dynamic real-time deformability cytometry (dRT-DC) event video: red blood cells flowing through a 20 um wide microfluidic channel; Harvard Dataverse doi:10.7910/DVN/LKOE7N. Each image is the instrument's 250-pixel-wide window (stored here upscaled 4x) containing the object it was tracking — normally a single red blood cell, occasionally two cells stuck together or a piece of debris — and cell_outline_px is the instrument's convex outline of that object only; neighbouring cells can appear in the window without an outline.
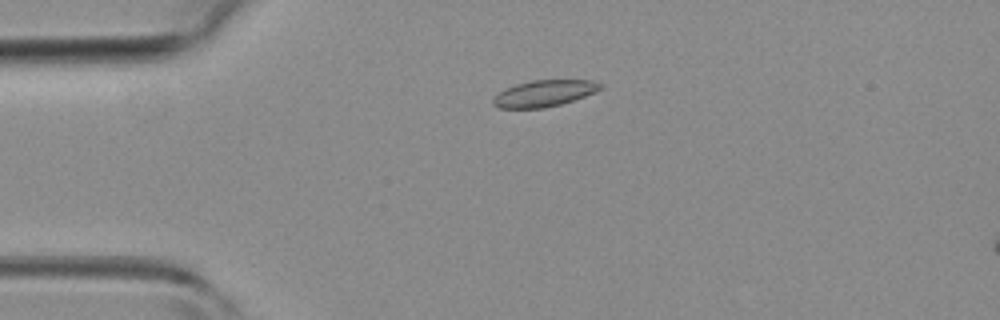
{"species": "common noctule bat (a hibernating species)", "species_latin": "Nyctalus noctula", "temperature_condition": "room temperature", "stored_images_in_passage": 38, "camera_frame_rate_fps": 3000, "um_per_image_px": 0.085, "animal": {"sex": "female", "body_mass_g": 19.3, "forearm_length_mm": 54.1}, "frame": {"image": 1, "passage_image": 3, "time_ms": 0.667, "image_size_px": [1000, 320], "cell_outline_px": [[604, 88], [584, 96], [560, 104], [544, 108], [500, 108], [492, 104], [492, 100], [504, 88], [516, 84], [532, 80], [592, 80], [604, 84]], "centroid_in_image_um": [46.27, 7.93], "position_along_channel_um": 38.7, "area_um2": 16.47}}
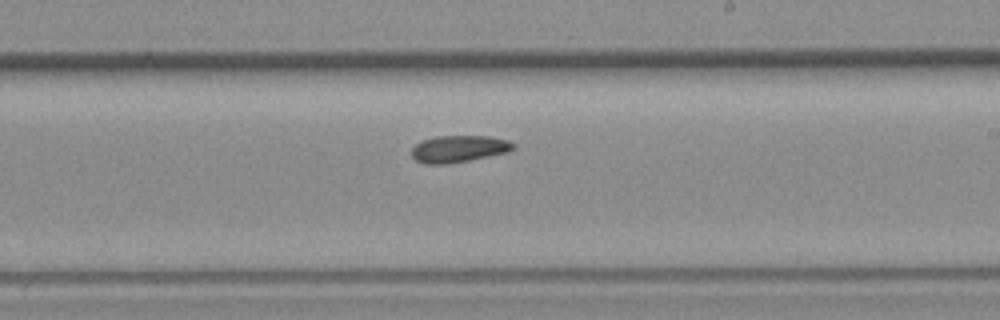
{"frame": {"image": 2, "passage_image": 19, "time_ms": 6.0, "image_size_px": [1000, 320], "cell_outline_px": [[516, 148], [508, 152], [448, 164], [424, 164], [416, 160], [412, 156], [412, 148], [420, 140], [436, 136], [488, 136], [508, 140], [516, 144]], "centroid_in_image_um": [39.0, 12.64], "position_along_channel_um": 250.0, "area_um2": 16.01}}
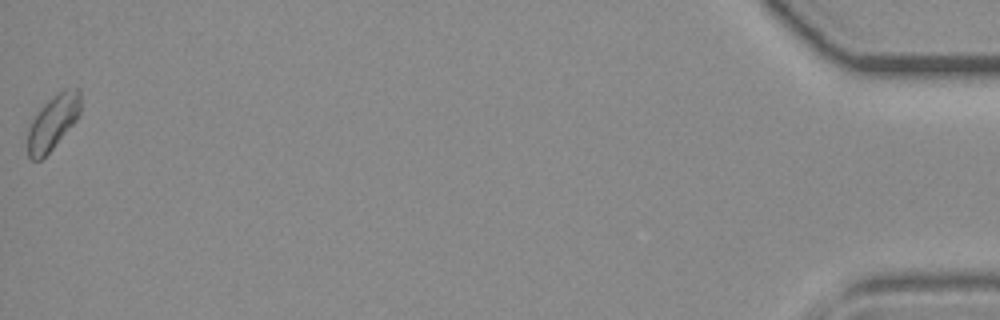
{"frame": {"image": 3, "passage_image": 38, "time_ms": 12.333, "image_size_px": [1000, 320], "cell_outline_px": [[80, 112], [76, 120], [52, 148], [40, 160], [32, 160], [28, 156], [28, 128], [32, 120], [40, 108], [44, 104], [64, 88], [76, 88], [80, 92]], "centroid_in_image_um": [4.49, 10.38], "position_along_channel_um": 430.7, "area_um2": 16.42}}